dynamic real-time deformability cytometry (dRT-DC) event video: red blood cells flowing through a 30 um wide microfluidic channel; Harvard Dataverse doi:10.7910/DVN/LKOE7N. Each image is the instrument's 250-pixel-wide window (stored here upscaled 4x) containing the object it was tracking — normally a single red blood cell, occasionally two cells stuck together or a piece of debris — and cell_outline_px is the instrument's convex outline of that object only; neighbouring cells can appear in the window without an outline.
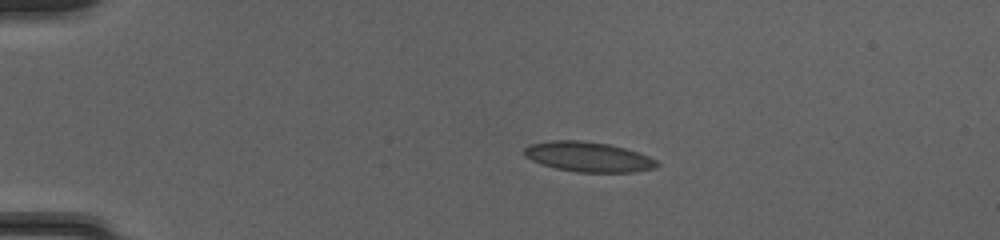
{"species": "common noctule bat (a hibernating species)", "species_latin": "Nyctalus noctula", "temperature_condition": "cold", "stored_images_in_passage": 41, "camera_frame_rate_fps": 3000, "um_per_image_px": 0.085, "animal": {"sex": "female", "body_mass_g": 20.0, "forearm_length_mm": 54.0}, "frame": {"image": 1, "passage_image": 1, "time_ms": 0.0, "image_size_px": [1000, 240], "cell_outline_px": [[660, 164], [656, 168], [632, 172], [576, 172], [556, 168], [532, 160], [524, 156], [524, 148], [528, 144], [552, 140], [580, 140], [608, 144], [624, 148], [648, 156], [656, 160]], "centroid_in_image_um": [49.99, 13.33], "position_along_channel_um": 35.0, "area_um2": 23.06}}
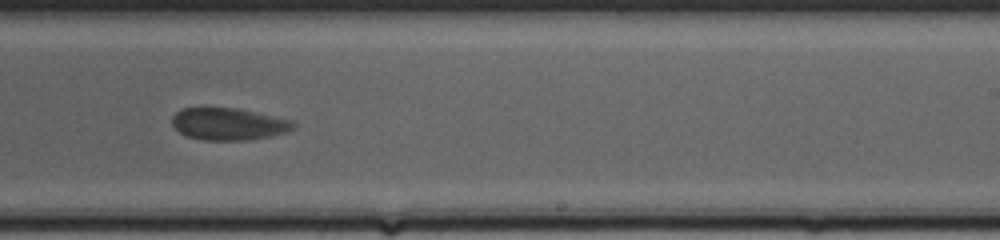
{"frame": {"image": 2, "passage_image": 23, "time_ms": 7.333, "image_size_px": [1000, 240], "cell_outline_px": [[296, 124], [292, 128], [284, 132], [268, 136], [248, 140], [204, 140], [188, 136], [180, 132], [172, 124], [172, 116], [180, 108], [236, 108], [292, 120]], "centroid_in_image_um": [19.39, 10.53], "position_along_channel_um": 269.6, "area_um2": 22.37}}
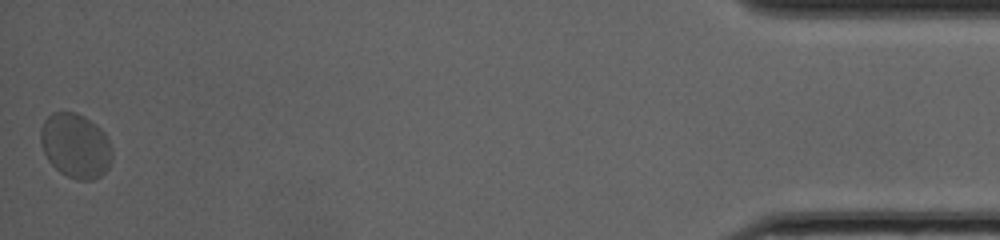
{"frame": {"image": 3, "passage_image": 41, "time_ms": 13.333, "image_size_px": [1000, 240], "cell_outline_px": [[112, 160], [108, 168], [100, 176], [92, 180], [76, 180], [60, 172], [48, 160], [40, 144], [40, 132], [44, 120], [52, 112], [76, 112], [84, 116], [100, 128], [104, 132], [112, 148]], "centroid_in_image_um": [6.42, 12.38], "position_along_channel_um": 428.8, "area_um2": 26.99}, "authors_computed_cell_mechanics": {"area_um2": 23.2356, "velocity_mm_per_s": 4.0494, "shape_relaxation_time_tau1_ms": 2.7871, "shape_relaxation_time_tau2_ms": 0.7788, "deformation_change_tau1": 0.0777, "deformation_change_tau2": 0.0474}}